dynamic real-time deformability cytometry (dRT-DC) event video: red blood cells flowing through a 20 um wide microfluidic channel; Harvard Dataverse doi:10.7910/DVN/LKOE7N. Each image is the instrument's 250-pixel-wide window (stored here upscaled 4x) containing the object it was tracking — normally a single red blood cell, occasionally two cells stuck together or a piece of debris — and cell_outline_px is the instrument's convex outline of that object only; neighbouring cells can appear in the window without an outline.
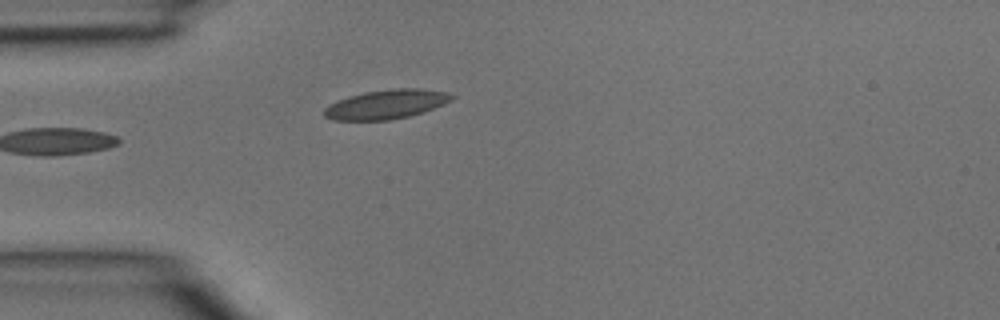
{"species": "common noctule bat (a hibernating species)", "species_latin": "Nyctalus noctula", "temperature_condition": "room temperature", "stored_images_in_passage": 1, "camera_frame_rate_fps": 3000, "um_per_image_px": 0.085, "animal": {"sex": "male", "body_mass_g": 15.6}, "frame": {"image": 1, "passage_image": 1, "time_ms": 0.0, "image_size_px": [1000, 320], "cell_outline_px": [[456, 96], [452, 100], [444, 104], [424, 112], [408, 116], [388, 120], [336, 120], [324, 116], [324, 108], [328, 104], [348, 96], [364, 92], [392, 88], [420, 88], [448, 92]], "centroid_in_image_um": [32.86, 8.85], "position_along_channel_um": 52.1, "area_um2": 21.85}}